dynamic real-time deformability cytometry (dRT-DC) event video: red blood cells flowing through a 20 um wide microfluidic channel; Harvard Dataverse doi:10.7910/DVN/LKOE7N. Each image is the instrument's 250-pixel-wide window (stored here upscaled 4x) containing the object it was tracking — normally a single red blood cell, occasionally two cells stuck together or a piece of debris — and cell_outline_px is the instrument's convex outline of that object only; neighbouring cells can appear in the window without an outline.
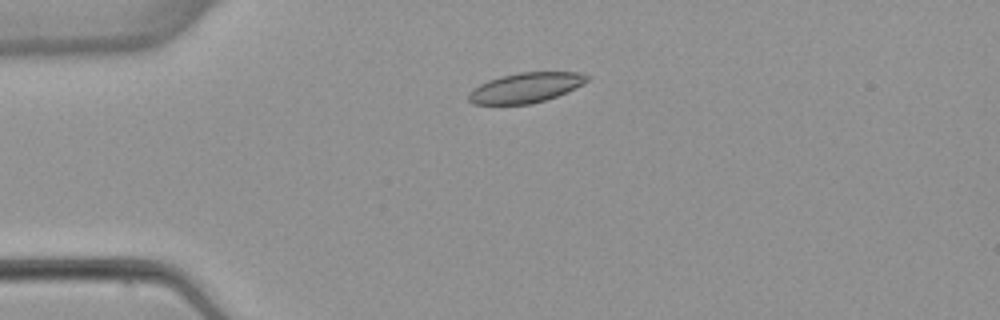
{"species": "common noctule bat (a hibernating species)", "species_latin": "Nyctalus noctula", "temperature_condition": "warm", "stored_images_in_passage": 6, "camera_frame_rate_fps": 3000, "um_per_image_px": 0.085, "animal": {"sex": "female", "body_mass_g": 22.7, "forearm_length_mm": 54.2}, "frame": {"image": 1, "passage_image": 3, "time_ms": 2.333, "image_size_px": [1000, 320], "cell_outline_px": [[592, 76], [588, 80], [568, 92], [532, 104], [472, 104], [468, 100], [468, 92], [472, 88], [488, 80], [500, 76], [520, 72], [580, 72]], "centroid_in_image_um": [44.67, 7.45], "position_along_channel_um": 40.3, "area_um2": 20.81}}
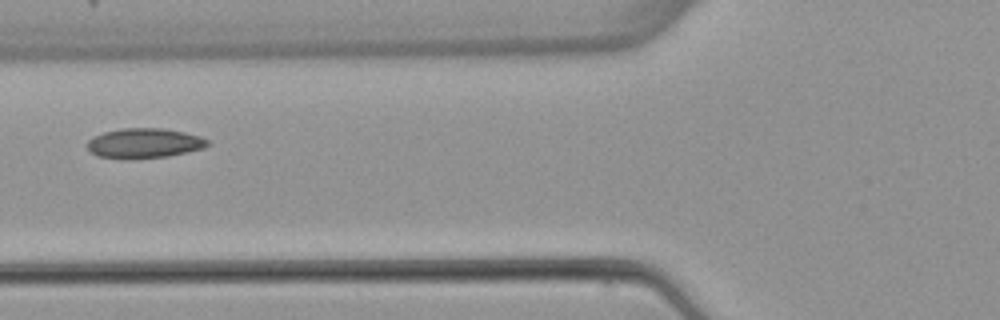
{"frame": {"image": 2, "passage_image": 5, "time_ms": 5.0, "image_size_px": [1000, 320], "cell_outline_px": [[208, 144], [204, 148], [188, 152], [168, 156], [96, 156], [88, 148], [88, 140], [104, 132], [124, 128], [164, 128], [184, 132], [200, 136], [208, 140]], "centroid_in_image_um": [12.33, 12.12], "position_along_channel_um": 113.5, "area_um2": 20.0}}
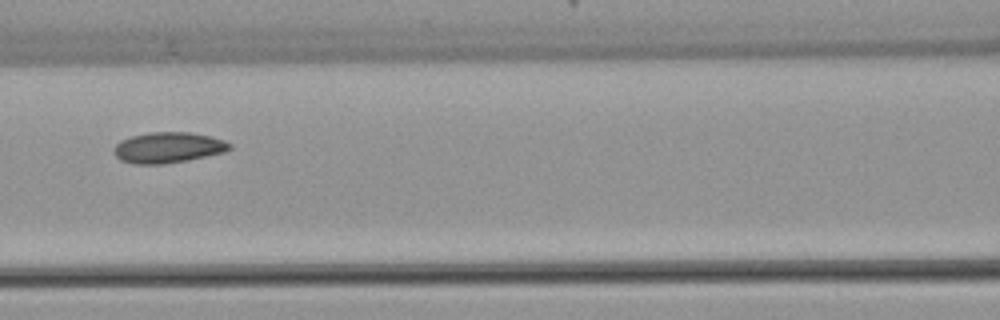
{"frame": {"image": 3, "passage_image": 6, "time_ms": 6.0, "image_size_px": [1000, 320], "cell_outline_px": [[232, 148], [224, 152], [188, 160], [164, 164], [132, 164], [120, 160], [112, 152], [112, 148], [120, 140], [132, 136], [148, 132], [188, 132], [208, 136], [224, 140], [232, 144]], "centroid_in_image_um": [14.25, 12.55], "position_along_channel_um": 152.4, "area_um2": 20.87}}